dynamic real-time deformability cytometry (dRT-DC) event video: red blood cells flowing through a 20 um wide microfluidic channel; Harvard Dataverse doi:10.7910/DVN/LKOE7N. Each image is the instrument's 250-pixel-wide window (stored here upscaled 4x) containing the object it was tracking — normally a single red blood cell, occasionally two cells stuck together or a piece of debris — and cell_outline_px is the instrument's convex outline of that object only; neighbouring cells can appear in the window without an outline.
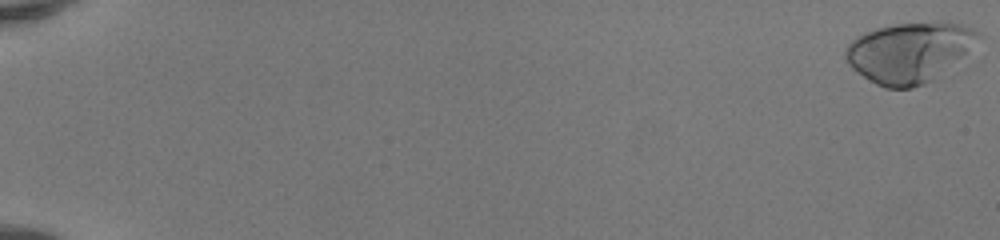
{"species": "human", "species_latin": "Homo sapiens", "temperature_condition": "room temperature", "stored_images_in_passage": 52, "camera_frame_rate_fps": 3000, "um_per_image_px": 0.085, "donor": {"sex": "female"}, "frame": {"image": 1, "passage_image": 1, "time_ms": 0.0, "image_size_px": [1000, 240], "cell_outline_px": [[980, 36], [960, 56], [932, 80], [924, 84], [912, 88], [884, 88], [868, 80], [856, 72], [848, 64], [844, 56], [844, 48], [856, 36], [864, 32], [876, 28], [896, 24], [932, 20], [944, 20], [964, 24], [980, 32]], "centroid_in_image_um": [77.22, 4.4], "position_along_channel_um": 7.8, "area_um2": 46.53}}
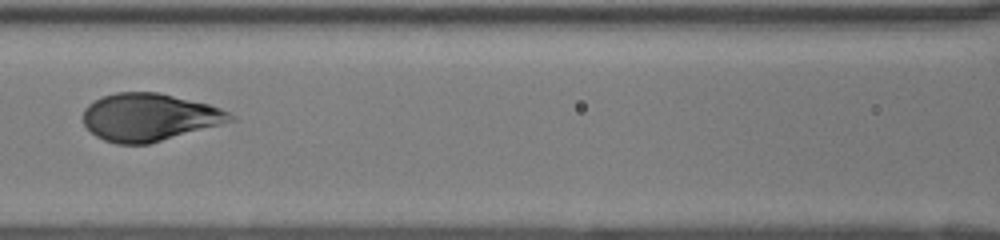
{"frame": {"image": 2, "passage_image": 27, "time_ms": 8.667, "image_size_px": [1000, 240], "cell_outline_px": [[236, 120], [148, 144], [116, 144], [104, 140], [96, 136], [84, 124], [84, 108], [92, 100], [116, 92], [160, 92], [208, 104], [220, 108], [236, 116]], "centroid_in_image_um": [12.68, 9.95], "position_along_channel_um": 153.9, "area_um2": 40.75}}
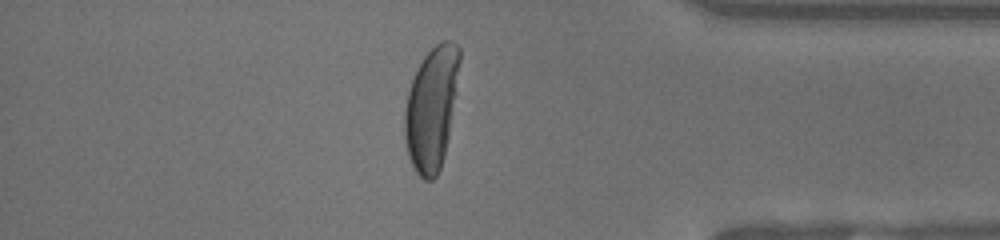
{"frame": {"image": 3, "passage_image": 46, "time_ms": 15.0, "image_size_px": [1000, 240], "cell_outline_px": [[460, 60], [456, 92], [448, 136], [444, 156], [440, 168], [436, 176], [432, 180], [424, 180], [416, 172], [408, 156], [404, 136], [404, 112], [408, 92], [412, 80], [424, 56], [440, 40], [452, 40], [460, 48]], "centroid_in_image_um": [36.68, 9.19], "position_along_channel_um": 398.5, "area_um2": 39.19}, "authors_computed_cell_mechanics": {"area_um2": 42.3963, "velocity_mm_per_s": 4.1302, "shape_relaxation_time_tau1_ms": 3.7456, "shape_relaxation_time_tau2_ms": null, "deformation_change_tau1": 0.2075, "deformation_change_tau2": null}}